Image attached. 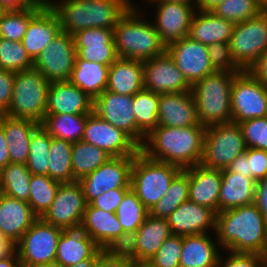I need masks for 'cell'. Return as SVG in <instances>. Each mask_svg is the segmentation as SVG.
I'll return each mask as SVG.
<instances>
[{"label":"cell","mask_w":267,"mask_h":267,"mask_svg":"<svg viewBox=\"0 0 267 267\" xmlns=\"http://www.w3.org/2000/svg\"><path fill=\"white\" fill-rule=\"evenodd\" d=\"M215 234L228 252L267 257V220L254 203L216 213Z\"/></svg>","instance_id":"1"},{"label":"cell","mask_w":267,"mask_h":267,"mask_svg":"<svg viewBox=\"0 0 267 267\" xmlns=\"http://www.w3.org/2000/svg\"><path fill=\"white\" fill-rule=\"evenodd\" d=\"M206 128L202 124L184 128L157 126L145 138L140 151L147 157L173 164L182 170L200 164Z\"/></svg>","instance_id":"2"},{"label":"cell","mask_w":267,"mask_h":267,"mask_svg":"<svg viewBox=\"0 0 267 267\" xmlns=\"http://www.w3.org/2000/svg\"><path fill=\"white\" fill-rule=\"evenodd\" d=\"M129 0H62L49 2L57 14L61 31L74 35L88 28L114 29L133 5Z\"/></svg>","instance_id":"3"},{"label":"cell","mask_w":267,"mask_h":267,"mask_svg":"<svg viewBox=\"0 0 267 267\" xmlns=\"http://www.w3.org/2000/svg\"><path fill=\"white\" fill-rule=\"evenodd\" d=\"M133 4L113 29L118 58L146 61L166 52L153 23L140 19Z\"/></svg>","instance_id":"4"},{"label":"cell","mask_w":267,"mask_h":267,"mask_svg":"<svg viewBox=\"0 0 267 267\" xmlns=\"http://www.w3.org/2000/svg\"><path fill=\"white\" fill-rule=\"evenodd\" d=\"M237 74L215 71L191 86L200 124L208 127L232 122L231 88Z\"/></svg>","instance_id":"5"},{"label":"cell","mask_w":267,"mask_h":267,"mask_svg":"<svg viewBox=\"0 0 267 267\" xmlns=\"http://www.w3.org/2000/svg\"><path fill=\"white\" fill-rule=\"evenodd\" d=\"M181 170L176 165L153 160L139 151L131 168V189L150 211L166 194L170 183Z\"/></svg>","instance_id":"6"},{"label":"cell","mask_w":267,"mask_h":267,"mask_svg":"<svg viewBox=\"0 0 267 267\" xmlns=\"http://www.w3.org/2000/svg\"><path fill=\"white\" fill-rule=\"evenodd\" d=\"M50 83L35 68L16 72L12 98L5 114L11 118L31 119L41 123L46 113Z\"/></svg>","instance_id":"7"},{"label":"cell","mask_w":267,"mask_h":267,"mask_svg":"<svg viewBox=\"0 0 267 267\" xmlns=\"http://www.w3.org/2000/svg\"><path fill=\"white\" fill-rule=\"evenodd\" d=\"M245 151L246 145L238 123L214 124L206 128L200 164L212 169H227Z\"/></svg>","instance_id":"8"},{"label":"cell","mask_w":267,"mask_h":267,"mask_svg":"<svg viewBox=\"0 0 267 267\" xmlns=\"http://www.w3.org/2000/svg\"><path fill=\"white\" fill-rule=\"evenodd\" d=\"M62 228L38 218L15 244L21 267L55 262Z\"/></svg>","instance_id":"9"},{"label":"cell","mask_w":267,"mask_h":267,"mask_svg":"<svg viewBox=\"0 0 267 267\" xmlns=\"http://www.w3.org/2000/svg\"><path fill=\"white\" fill-rule=\"evenodd\" d=\"M229 44L235 63L248 71L267 50V14L235 24Z\"/></svg>","instance_id":"10"},{"label":"cell","mask_w":267,"mask_h":267,"mask_svg":"<svg viewBox=\"0 0 267 267\" xmlns=\"http://www.w3.org/2000/svg\"><path fill=\"white\" fill-rule=\"evenodd\" d=\"M232 122L267 116V85L249 70L238 73L231 88Z\"/></svg>","instance_id":"11"},{"label":"cell","mask_w":267,"mask_h":267,"mask_svg":"<svg viewBox=\"0 0 267 267\" xmlns=\"http://www.w3.org/2000/svg\"><path fill=\"white\" fill-rule=\"evenodd\" d=\"M75 57L74 37L60 31L35 58L33 68L39 70L50 82L69 81L75 65Z\"/></svg>","instance_id":"12"},{"label":"cell","mask_w":267,"mask_h":267,"mask_svg":"<svg viewBox=\"0 0 267 267\" xmlns=\"http://www.w3.org/2000/svg\"><path fill=\"white\" fill-rule=\"evenodd\" d=\"M134 156L111 157L94 172L82 177L84 198L90 204L102 193L116 188H131V168Z\"/></svg>","instance_id":"13"},{"label":"cell","mask_w":267,"mask_h":267,"mask_svg":"<svg viewBox=\"0 0 267 267\" xmlns=\"http://www.w3.org/2000/svg\"><path fill=\"white\" fill-rule=\"evenodd\" d=\"M82 141L99 147L112 157L135 156L140 151V146L127 133L93 111L87 114Z\"/></svg>","instance_id":"14"},{"label":"cell","mask_w":267,"mask_h":267,"mask_svg":"<svg viewBox=\"0 0 267 267\" xmlns=\"http://www.w3.org/2000/svg\"><path fill=\"white\" fill-rule=\"evenodd\" d=\"M86 205L79 181L60 183L50 208L41 218L63 229L82 222Z\"/></svg>","instance_id":"15"},{"label":"cell","mask_w":267,"mask_h":267,"mask_svg":"<svg viewBox=\"0 0 267 267\" xmlns=\"http://www.w3.org/2000/svg\"><path fill=\"white\" fill-rule=\"evenodd\" d=\"M166 51L191 86L215 72L209 60L208 46L189 36L169 44Z\"/></svg>","instance_id":"16"},{"label":"cell","mask_w":267,"mask_h":267,"mask_svg":"<svg viewBox=\"0 0 267 267\" xmlns=\"http://www.w3.org/2000/svg\"><path fill=\"white\" fill-rule=\"evenodd\" d=\"M144 89L158 94L190 92L191 85L166 51L143 61Z\"/></svg>","instance_id":"17"},{"label":"cell","mask_w":267,"mask_h":267,"mask_svg":"<svg viewBox=\"0 0 267 267\" xmlns=\"http://www.w3.org/2000/svg\"><path fill=\"white\" fill-rule=\"evenodd\" d=\"M154 28L166 47L188 36L192 18L197 10L195 4L158 2ZM159 3V4H158Z\"/></svg>","instance_id":"18"},{"label":"cell","mask_w":267,"mask_h":267,"mask_svg":"<svg viewBox=\"0 0 267 267\" xmlns=\"http://www.w3.org/2000/svg\"><path fill=\"white\" fill-rule=\"evenodd\" d=\"M73 37L76 55L82 60L110 67L118 59L113 29L91 27Z\"/></svg>","instance_id":"19"},{"label":"cell","mask_w":267,"mask_h":267,"mask_svg":"<svg viewBox=\"0 0 267 267\" xmlns=\"http://www.w3.org/2000/svg\"><path fill=\"white\" fill-rule=\"evenodd\" d=\"M93 112L114 127L123 130L136 142L133 96L105 90L93 100Z\"/></svg>","instance_id":"20"},{"label":"cell","mask_w":267,"mask_h":267,"mask_svg":"<svg viewBox=\"0 0 267 267\" xmlns=\"http://www.w3.org/2000/svg\"><path fill=\"white\" fill-rule=\"evenodd\" d=\"M93 111V100L70 81L50 83L45 115H87Z\"/></svg>","instance_id":"21"},{"label":"cell","mask_w":267,"mask_h":267,"mask_svg":"<svg viewBox=\"0 0 267 267\" xmlns=\"http://www.w3.org/2000/svg\"><path fill=\"white\" fill-rule=\"evenodd\" d=\"M100 249L82 223L65 226L58 240L55 262L69 267L92 258Z\"/></svg>","instance_id":"22"},{"label":"cell","mask_w":267,"mask_h":267,"mask_svg":"<svg viewBox=\"0 0 267 267\" xmlns=\"http://www.w3.org/2000/svg\"><path fill=\"white\" fill-rule=\"evenodd\" d=\"M172 235L188 236L215 232L216 212L192 201L183 202L167 218Z\"/></svg>","instance_id":"23"},{"label":"cell","mask_w":267,"mask_h":267,"mask_svg":"<svg viewBox=\"0 0 267 267\" xmlns=\"http://www.w3.org/2000/svg\"><path fill=\"white\" fill-rule=\"evenodd\" d=\"M157 116L158 126L184 128L199 124L191 91L160 94Z\"/></svg>","instance_id":"24"},{"label":"cell","mask_w":267,"mask_h":267,"mask_svg":"<svg viewBox=\"0 0 267 267\" xmlns=\"http://www.w3.org/2000/svg\"><path fill=\"white\" fill-rule=\"evenodd\" d=\"M38 218L28 202L0 193V230L14 244Z\"/></svg>","instance_id":"25"},{"label":"cell","mask_w":267,"mask_h":267,"mask_svg":"<svg viewBox=\"0 0 267 267\" xmlns=\"http://www.w3.org/2000/svg\"><path fill=\"white\" fill-rule=\"evenodd\" d=\"M61 31L59 18L55 11L46 4L29 22L22 46L34 61L43 49Z\"/></svg>","instance_id":"26"},{"label":"cell","mask_w":267,"mask_h":267,"mask_svg":"<svg viewBox=\"0 0 267 267\" xmlns=\"http://www.w3.org/2000/svg\"><path fill=\"white\" fill-rule=\"evenodd\" d=\"M222 170L197 164L189 167V201L218 213Z\"/></svg>","instance_id":"27"},{"label":"cell","mask_w":267,"mask_h":267,"mask_svg":"<svg viewBox=\"0 0 267 267\" xmlns=\"http://www.w3.org/2000/svg\"><path fill=\"white\" fill-rule=\"evenodd\" d=\"M256 181L249 175L222 170L218 212L254 203Z\"/></svg>","instance_id":"28"},{"label":"cell","mask_w":267,"mask_h":267,"mask_svg":"<svg viewBox=\"0 0 267 267\" xmlns=\"http://www.w3.org/2000/svg\"><path fill=\"white\" fill-rule=\"evenodd\" d=\"M144 89L143 61L118 58L110 67L106 90L134 96Z\"/></svg>","instance_id":"29"},{"label":"cell","mask_w":267,"mask_h":267,"mask_svg":"<svg viewBox=\"0 0 267 267\" xmlns=\"http://www.w3.org/2000/svg\"><path fill=\"white\" fill-rule=\"evenodd\" d=\"M234 24L216 16L212 11H196L191 22L188 36L204 45L216 42L229 43Z\"/></svg>","instance_id":"30"},{"label":"cell","mask_w":267,"mask_h":267,"mask_svg":"<svg viewBox=\"0 0 267 267\" xmlns=\"http://www.w3.org/2000/svg\"><path fill=\"white\" fill-rule=\"evenodd\" d=\"M40 123L31 119L3 118V130L11 163L26 164L29 156L31 135Z\"/></svg>","instance_id":"31"},{"label":"cell","mask_w":267,"mask_h":267,"mask_svg":"<svg viewBox=\"0 0 267 267\" xmlns=\"http://www.w3.org/2000/svg\"><path fill=\"white\" fill-rule=\"evenodd\" d=\"M218 245L207 233L183 236L179 267H217Z\"/></svg>","instance_id":"32"},{"label":"cell","mask_w":267,"mask_h":267,"mask_svg":"<svg viewBox=\"0 0 267 267\" xmlns=\"http://www.w3.org/2000/svg\"><path fill=\"white\" fill-rule=\"evenodd\" d=\"M171 235L167 219L148 213L143 224L137 229V265L144 264L152 258Z\"/></svg>","instance_id":"33"},{"label":"cell","mask_w":267,"mask_h":267,"mask_svg":"<svg viewBox=\"0 0 267 267\" xmlns=\"http://www.w3.org/2000/svg\"><path fill=\"white\" fill-rule=\"evenodd\" d=\"M81 223L101 249H104L123 232L116 213L95 208L91 204L86 205Z\"/></svg>","instance_id":"34"},{"label":"cell","mask_w":267,"mask_h":267,"mask_svg":"<svg viewBox=\"0 0 267 267\" xmlns=\"http://www.w3.org/2000/svg\"><path fill=\"white\" fill-rule=\"evenodd\" d=\"M109 66L75 57L69 81L84 91L92 100L106 90Z\"/></svg>","instance_id":"35"},{"label":"cell","mask_w":267,"mask_h":267,"mask_svg":"<svg viewBox=\"0 0 267 267\" xmlns=\"http://www.w3.org/2000/svg\"><path fill=\"white\" fill-rule=\"evenodd\" d=\"M160 94L141 90L133 96V109L136 117V143L141 146L145 137L158 126Z\"/></svg>","instance_id":"36"},{"label":"cell","mask_w":267,"mask_h":267,"mask_svg":"<svg viewBox=\"0 0 267 267\" xmlns=\"http://www.w3.org/2000/svg\"><path fill=\"white\" fill-rule=\"evenodd\" d=\"M87 115H45L40 126L51 136L71 143L82 141Z\"/></svg>","instance_id":"37"},{"label":"cell","mask_w":267,"mask_h":267,"mask_svg":"<svg viewBox=\"0 0 267 267\" xmlns=\"http://www.w3.org/2000/svg\"><path fill=\"white\" fill-rule=\"evenodd\" d=\"M111 157L106 151L84 141L73 143L71 162L74 181L94 172Z\"/></svg>","instance_id":"38"},{"label":"cell","mask_w":267,"mask_h":267,"mask_svg":"<svg viewBox=\"0 0 267 267\" xmlns=\"http://www.w3.org/2000/svg\"><path fill=\"white\" fill-rule=\"evenodd\" d=\"M189 200V168L181 170L170 183L166 194L153 206L149 214L162 219L178 208L180 204Z\"/></svg>","instance_id":"39"},{"label":"cell","mask_w":267,"mask_h":267,"mask_svg":"<svg viewBox=\"0 0 267 267\" xmlns=\"http://www.w3.org/2000/svg\"><path fill=\"white\" fill-rule=\"evenodd\" d=\"M31 176L26 164L9 163L0 170V193L28 202Z\"/></svg>","instance_id":"40"},{"label":"cell","mask_w":267,"mask_h":267,"mask_svg":"<svg viewBox=\"0 0 267 267\" xmlns=\"http://www.w3.org/2000/svg\"><path fill=\"white\" fill-rule=\"evenodd\" d=\"M41 0L19 10L6 11L0 19V38L21 41L30 20L45 6Z\"/></svg>","instance_id":"41"},{"label":"cell","mask_w":267,"mask_h":267,"mask_svg":"<svg viewBox=\"0 0 267 267\" xmlns=\"http://www.w3.org/2000/svg\"><path fill=\"white\" fill-rule=\"evenodd\" d=\"M72 145L71 142L51 137L48 176L60 183L74 181L71 162Z\"/></svg>","instance_id":"42"},{"label":"cell","mask_w":267,"mask_h":267,"mask_svg":"<svg viewBox=\"0 0 267 267\" xmlns=\"http://www.w3.org/2000/svg\"><path fill=\"white\" fill-rule=\"evenodd\" d=\"M59 185V181L52 179L48 175L32 174L28 203L39 218L50 208Z\"/></svg>","instance_id":"43"},{"label":"cell","mask_w":267,"mask_h":267,"mask_svg":"<svg viewBox=\"0 0 267 267\" xmlns=\"http://www.w3.org/2000/svg\"><path fill=\"white\" fill-rule=\"evenodd\" d=\"M51 136L39 126L31 135L29 156L26 163L31 174L48 175Z\"/></svg>","instance_id":"44"},{"label":"cell","mask_w":267,"mask_h":267,"mask_svg":"<svg viewBox=\"0 0 267 267\" xmlns=\"http://www.w3.org/2000/svg\"><path fill=\"white\" fill-rule=\"evenodd\" d=\"M149 211L145 208L136 193L130 189L121 201L116 215L123 231H137L143 224Z\"/></svg>","instance_id":"45"},{"label":"cell","mask_w":267,"mask_h":267,"mask_svg":"<svg viewBox=\"0 0 267 267\" xmlns=\"http://www.w3.org/2000/svg\"><path fill=\"white\" fill-rule=\"evenodd\" d=\"M211 11L235 25L258 16L261 13V6L260 0H226Z\"/></svg>","instance_id":"46"},{"label":"cell","mask_w":267,"mask_h":267,"mask_svg":"<svg viewBox=\"0 0 267 267\" xmlns=\"http://www.w3.org/2000/svg\"><path fill=\"white\" fill-rule=\"evenodd\" d=\"M33 68V60L21 41L0 38V69L21 72Z\"/></svg>","instance_id":"47"},{"label":"cell","mask_w":267,"mask_h":267,"mask_svg":"<svg viewBox=\"0 0 267 267\" xmlns=\"http://www.w3.org/2000/svg\"><path fill=\"white\" fill-rule=\"evenodd\" d=\"M182 251V236L171 235L146 264L149 267H179Z\"/></svg>","instance_id":"48"},{"label":"cell","mask_w":267,"mask_h":267,"mask_svg":"<svg viewBox=\"0 0 267 267\" xmlns=\"http://www.w3.org/2000/svg\"><path fill=\"white\" fill-rule=\"evenodd\" d=\"M137 231H123L103 250L111 257L125 259L137 266Z\"/></svg>","instance_id":"49"},{"label":"cell","mask_w":267,"mask_h":267,"mask_svg":"<svg viewBox=\"0 0 267 267\" xmlns=\"http://www.w3.org/2000/svg\"><path fill=\"white\" fill-rule=\"evenodd\" d=\"M240 125L246 148L267 151V116L253 118Z\"/></svg>","instance_id":"50"},{"label":"cell","mask_w":267,"mask_h":267,"mask_svg":"<svg viewBox=\"0 0 267 267\" xmlns=\"http://www.w3.org/2000/svg\"><path fill=\"white\" fill-rule=\"evenodd\" d=\"M208 54L210 63L215 71H227L231 73H240L243 71L233 60L229 43L216 42L208 45Z\"/></svg>","instance_id":"51"},{"label":"cell","mask_w":267,"mask_h":267,"mask_svg":"<svg viewBox=\"0 0 267 267\" xmlns=\"http://www.w3.org/2000/svg\"><path fill=\"white\" fill-rule=\"evenodd\" d=\"M228 255L225 260L220 256L217 267H267V257L263 255L231 251Z\"/></svg>","instance_id":"52"},{"label":"cell","mask_w":267,"mask_h":267,"mask_svg":"<svg viewBox=\"0 0 267 267\" xmlns=\"http://www.w3.org/2000/svg\"><path fill=\"white\" fill-rule=\"evenodd\" d=\"M130 189L131 188H116L108 190L95 198L90 204L95 208L116 213L118 206Z\"/></svg>","instance_id":"53"},{"label":"cell","mask_w":267,"mask_h":267,"mask_svg":"<svg viewBox=\"0 0 267 267\" xmlns=\"http://www.w3.org/2000/svg\"><path fill=\"white\" fill-rule=\"evenodd\" d=\"M249 172L256 182L267 175V151L255 148H246Z\"/></svg>","instance_id":"54"},{"label":"cell","mask_w":267,"mask_h":267,"mask_svg":"<svg viewBox=\"0 0 267 267\" xmlns=\"http://www.w3.org/2000/svg\"><path fill=\"white\" fill-rule=\"evenodd\" d=\"M15 72L0 69V108L7 111L13 92Z\"/></svg>","instance_id":"55"},{"label":"cell","mask_w":267,"mask_h":267,"mask_svg":"<svg viewBox=\"0 0 267 267\" xmlns=\"http://www.w3.org/2000/svg\"><path fill=\"white\" fill-rule=\"evenodd\" d=\"M95 267H136L128 260L109 256L103 251L97 258Z\"/></svg>","instance_id":"56"},{"label":"cell","mask_w":267,"mask_h":267,"mask_svg":"<svg viewBox=\"0 0 267 267\" xmlns=\"http://www.w3.org/2000/svg\"><path fill=\"white\" fill-rule=\"evenodd\" d=\"M227 170L234 172L235 174L249 175L251 177V172H249L248 156L246 155V151L238 155L227 167Z\"/></svg>","instance_id":"57"},{"label":"cell","mask_w":267,"mask_h":267,"mask_svg":"<svg viewBox=\"0 0 267 267\" xmlns=\"http://www.w3.org/2000/svg\"><path fill=\"white\" fill-rule=\"evenodd\" d=\"M249 71L263 84L267 85V50L259 57Z\"/></svg>","instance_id":"58"},{"label":"cell","mask_w":267,"mask_h":267,"mask_svg":"<svg viewBox=\"0 0 267 267\" xmlns=\"http://www.w3.org/2000/svg\"><path fill=\"white\" fill-rule=\"evenodd\" d=\"M37 0H0V5L7 11L19 10L27 6L33 5ZM45 4H49V0H41Z\"/></svg>","instance_id":"59"},{"label":"cell","mask_w":267,"mask_h":267,"mask_svg":"<svg viewBox=\"0 0 267 267\" xmlns=\"http://www.w3.org/2000/svg\"><path fill=\"white\" fill-rule=\"evenodd\" d=\"M9 163H11V161L8 152V145L4 135L2 121V124L0 125V170L6 167Z\"/></svg>","instance_id":"60"},{"label":"cell","mask_w":267,"mask_h":267,"mask_svg":"<svg viewBox=\"0 0 267 267\" xmlns=\"http://www.w3.org/2000/svg\"><path fill=\"white\" fill-rule=\"evenodd\" d=\"M15 251V244L8 240L0 230V259L10 256Z\"/></svg>","instance_id":"61"},{"label":"cell","mask_w":267,"mask_h":267,"mask_svg":"<svg viewBox=\"0 0 267 267\" xmlns=\"http://www.w3.org/2000/svg\"><path fill=\"white\" fill-rule=\"evenodd\" d=\"M254 204L267 220V192H255Z\"/></svg>","instance_id":"62"},{"label":"cell","mask_w":267,"mask_h":267,"mask_svg":"<svg viewBox=\"0 0 267 267\" xmlns=\"http://www.w3.org/2000/svg\"><path fill=\"white\" fill-rule=\"evenodd\" d=\"M0 267H21L16 250L10 256L0 259Z\"/></svg>","instance_id":"63"},{"label":"cell","mask_w":267,"mask_h":267,"mask_svg":"<svg viewBox=\"0 0 267 267\" xmlns=\"http://www.w3.org/2000/svg\"><path fill=\"white\" fill-rule=\"evenodd\" d=\"M196 2V7L198 10H206V11H211L215 6L218 4L226 1V0H195Z\"/></svg>","instance_id":"64"},{"label":"cell","mask_w":267,"mask_h":267,"mask_svg":"<svg viewBox=\"0 0 267 267\" xmlns=\"http://www.w3.org/2000/svg\"><path fill=\"white\" fill-rule=\"evenodd\" d=\"M103 251V249H100L92 258L80 261L77 264L69 267H95L97 258Z\"/></svg>","instance_id":"65"},{"label":"cell","mask_w":267,"mask_h":267,"mask_svg":"<svg viewBox=\"0 0 267 267\" xmlns=\"http://www.w3.org/2000/svg\"><path fill=\"white\" fill-rule=\"evenodd\" d=\"M256 192H267V175L256 182Z\"/></svg>","instance_id":"66"},{"label":"cell","mask_w":267,"mask_h":267,"mask_svg":"<svg viewBox=\"0 0 267 267\" xmlns=\"http://www.w3.org/2000/svg\"><path fill=\"white\" fill-rule=\"evenodd\" d=\"M151 2L153 1H158V2H177V3H186V4H193V0H150Z\"/></svg>","instance_id":"67"},{"label":"cell","mask_w":267,"mask_h":267,"mask_svg":"<svg viewBox=\"0 0 267 267\" xmlns=\"http://www.w3.org/2000/svg\"><path fill=\"white\" fill-rule=\"evenodd\" d=\"M33 267H63V266L57 262H52V263L37 265V266H33Z\"/></svg>","instance_id":"68"},{"label":"cell","mask_w":267,"mask_h":267,"mask_svg":"<svg viewBox=\"0 0 267 267\" xmlns=\"http://www.w3.org/2000/svg\"><path fill=\"white\" fill-rule=\"evenodd\" d=\"M261 13L267 14V0H260Z\"/></svg>","instance_id":"69"},{"label":"cell","mask_w":267,"mask_h":267,"mask_svg":"<svg viewBox=\"0 0 267 267\" xmlns=\"http://www.w3.org/2000/svg\"><path fill=\"white\" fill-rule=\"evenodd\" d=\"M5 116H6L5 111H3V110L0 108V125L2 124L3 118H4Z\"/></svg>","instance_id":"70"},{"label":"cell","mask_w":267,"mask_h":267,"mask_svg":"<svg viewBox=\"0 0 267 267\" xmlns=\"http://www.w3.org/2000/svg\"><path fill=\"white\" fill-rule=\"evenodd\" d=\"M7 10H5L1 5H0V19L1 17L5 14Z\"/></svg>","instance_id":"71"},{"label":"cell","mask_w":267,"mask_h":267,"mask_svg":"<svg viewBox=\"0 0 267 267\" xmlns=\"http://www.w3.org/2000/svg\"><path fill=\"white\" fill-rule=\"evenodd\" d=\"M136 267H149V266L146 263H144V264H139Z\"/></svg>","instance_id":"72"}]
</instances>
